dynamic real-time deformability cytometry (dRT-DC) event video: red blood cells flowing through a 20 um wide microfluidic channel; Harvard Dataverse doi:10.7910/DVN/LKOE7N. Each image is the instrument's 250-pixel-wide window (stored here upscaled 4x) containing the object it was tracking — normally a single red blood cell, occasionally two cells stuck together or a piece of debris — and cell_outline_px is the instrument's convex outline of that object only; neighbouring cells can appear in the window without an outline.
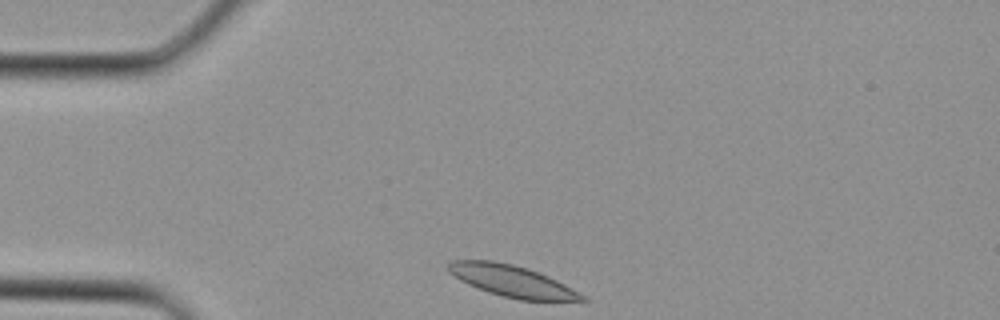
{"species": "Egyptian fruit bat (a non-hibernating species)", "species_latin": "Rousettus aegyptiacus", "temperature_condition": "cold", "stored_images_in_passage": 1, "camera_frame_rate_fps": 3000, "um_per_image_px": 0.085, "animal": {"sex": "female"}, "frame": {"image": 1, "passage_image": 1, "time_ms": 0.0, "image_size_px": [1000, 320], "cell_outline_px": [[588, 300], [520, 300], [488, 292], [468, 284], [460, 280], [448, 272], [448, 264], [452, 260], [492, 260], [512, 264], [528, 268], [548, 276], [572, 288], [584, 296]], "centroid_in_image_um": [43.48, 23.87], "position_along_channel_um": 41.5, "area_um2": 24.22}}